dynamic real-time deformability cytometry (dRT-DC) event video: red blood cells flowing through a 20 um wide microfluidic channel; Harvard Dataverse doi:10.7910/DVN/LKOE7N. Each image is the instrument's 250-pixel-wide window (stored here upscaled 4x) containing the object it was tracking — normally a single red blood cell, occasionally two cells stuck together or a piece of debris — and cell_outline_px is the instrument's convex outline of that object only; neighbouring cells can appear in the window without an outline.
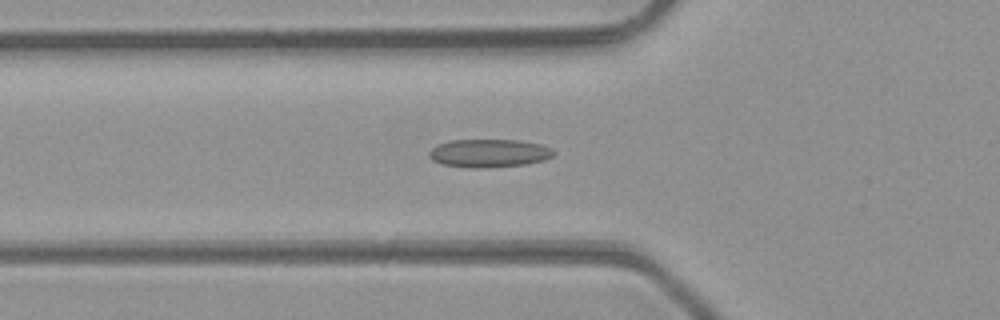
{"species": "common noctule bat (a hibernating species)", "species_latin": "Nyctalus noctula", "temperature_condition": "room temperature", "stored_images_in_passage": 37, "camera_frame_rate_fps": 3000, "um_per_image_px": 0.085, "animal": {"sex": "male", "body_mass_g": 23.1, "forearm_length_mm": 52.7}, "frame": {"image": 1, "passage_image": 8, "time_ms": 2.333, "image_size_px": [1000, 320], "cell_outline_px": [[556, 152], [552, 156], [544, 160], [524, 164], [484, 168], [468, 168], [440, 164], [432, 160], [428, 156], [428, 152], [436, 144], [448, 140], [520, 140], [540, 144], [552, 148]], "centroid_in_image_um": [41.52, 13.02], "position_along_channel_um": 84.3, "area_um2": 20.69}}
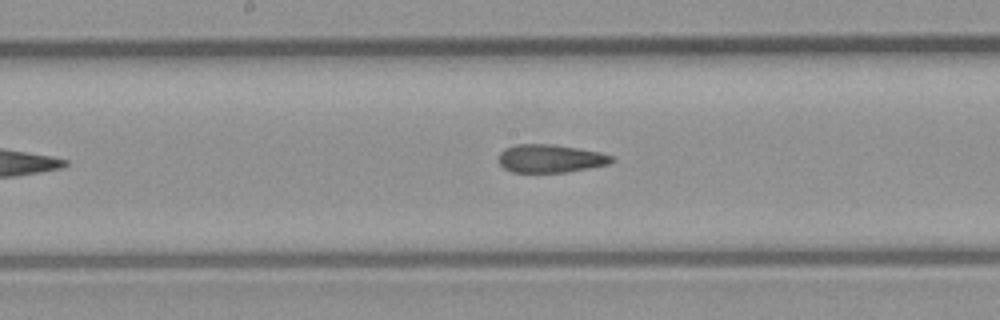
{"frame": {"image": 2, "passage_image": 16, "time_ms": 5.0, "image_size_px": [1000, 320], "cell_outline_px": [[616, 160], [608, 164], [568, 172], [512, 172], [504, 168], [496, 160], [496, 156], [504, 148], [516, 144], [552, 144], [600, 152], [612, 156]], "centroid_in_image_um": [46.73, 13.47], "position_along_channel_um": 201.5, "area_um2": 18.67}}
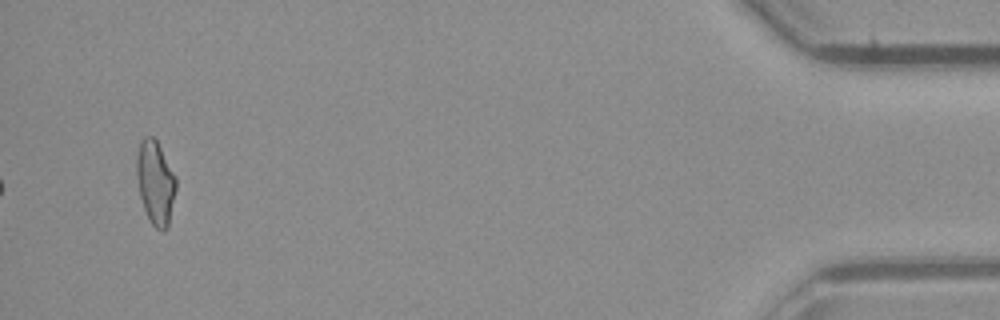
{"frame": {"image": 3, "passage_image": 37, "time_ms": 12.0, "image_size_px": [1000, 320], "cell_outline_px": [[176, 188], [168, 228], [164, 232], [156, 228], [152, 224], [144, 208], [140, 196], [136, 176], [136, 156], [140, 140], [144, 136], [152, 136], [156, 140], [176, 176]], "centroid_in_image_um": [13.2, 15.51], "position_along_channel_um": 422.0, "area_um2": 19.25}, "authors_computed_cell_mechanics": {"area_um2": 19.2474, "velocity_mm_per_s": 4.3423, "shape_relaxation_time_tau1_ms": null, "shape_relaxation_time_tau2_ms": 2.8813, "deformation_change_tau1": null, "deformation_change_tau2": 0.1114}}